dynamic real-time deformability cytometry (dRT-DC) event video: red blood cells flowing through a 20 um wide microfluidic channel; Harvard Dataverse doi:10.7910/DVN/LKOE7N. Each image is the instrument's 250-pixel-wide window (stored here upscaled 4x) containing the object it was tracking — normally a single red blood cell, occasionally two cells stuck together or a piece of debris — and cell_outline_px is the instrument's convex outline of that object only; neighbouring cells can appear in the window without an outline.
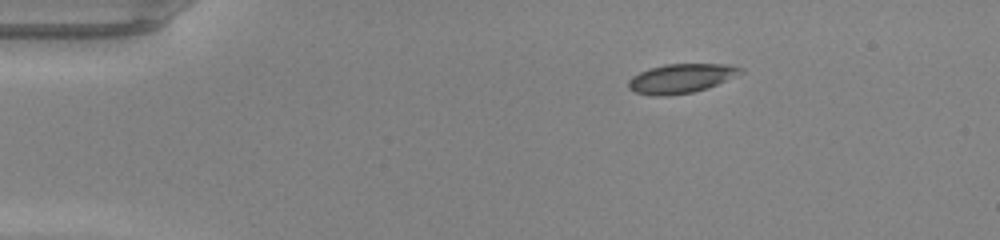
{"species": "common noctule bat (a hibernating species)", "species_latin": "Nyctalus noctula", "temperature_condition": "warm", "stored_images_in_passage": 41, "camera_frame_rate_fps": 3000, "um_per_image_px": 0.085, "animal": {"sex": "male", "body_mass_g": 20.0, "forearm_length_mm": 53.3}, "frame": {"image": 1, "passage_image": 1, "time_ms": 0.0, "image_size_px": [1000, 240], "cell_outline_px": [[744, 72], [708, 88], [692, 92], [664, 96], [652, 96], [636, 92], [628, 88], [628, 80], [632, 76], [648, 68], [664, 64], [732, 64], [744, 68]], "centroid_in_image_um": [57.89, 6.65], "position_along_channel_um": 27.1, "area_um2": 19.25}}
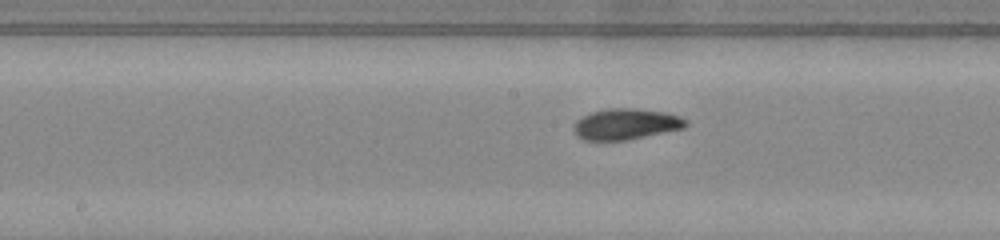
{"frame": {"image": 2, "passage_image": 18, "time_ms": 5.667, "image_size_px": [1000, 240], "cell_outline_px": [[688, 124], [684, 128], [628, 140], [584, 140], [576, 136], [572, 128], [576, 120], [592, 112], [604, 108], [636, 108], [668, 112], [680, 116], [688, 120]], "centroid_in_image_um": [53.21, 10.54], "position_along_channel_um": 195.0, "area_um2": 20.52}}
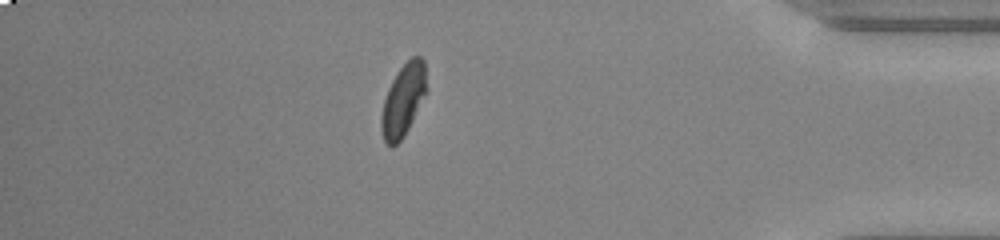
{"frame": {"image": 3, "passage_image": 35, "time_ms": 11.333, "image_size_px": [1000, 240], "cell_outline_px": [[428, 92], [404, 136], [392, 148], [384, 140], [380, 128], [380, 116], [384, 100], [388, 88], [396, 72], [412, 56], [420, 56], [424, 60], [428, 88]], "centroid_in_image_um": [34.29, 8.49], "position_along_channel_um": 400.9, "area_um2": 19.36}, "authors_computed_cell_mechanics": {"area_um2": 19.5364, "velocity_mm_per_s": 4.2648, "shape_relaxation_time_tau1_ms": 4.9476, "shape_relaxation_time_tau2_ms": 2.3976, "deformation_change_tau1": 0.189, "deformation_change_tau2": 0.0716}}